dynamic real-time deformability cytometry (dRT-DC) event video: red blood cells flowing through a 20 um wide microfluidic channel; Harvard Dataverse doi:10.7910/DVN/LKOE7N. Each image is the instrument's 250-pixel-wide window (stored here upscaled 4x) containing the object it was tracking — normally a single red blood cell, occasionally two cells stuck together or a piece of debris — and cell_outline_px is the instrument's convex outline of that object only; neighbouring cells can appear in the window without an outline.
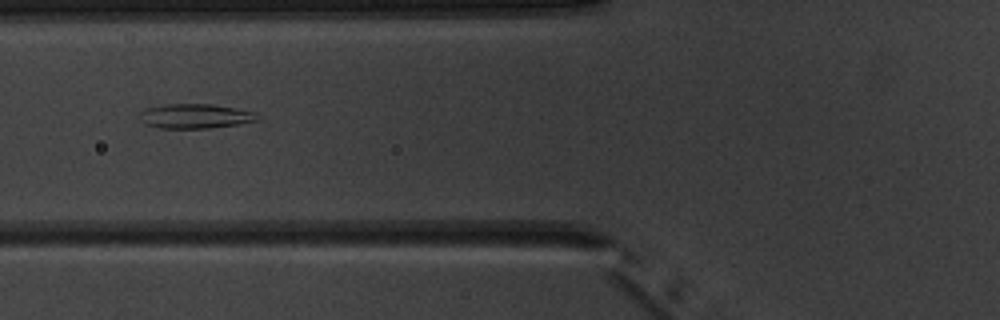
{"species": "common noctule bat (a hibernating species)", "species_latin": "Nyctalus noctula", "temperature_condition": "warm", "stored_images_in_passage": 8, "camera_frame_rate_fps": 3000, "um_per_image_px": 0.085, "animal": {"sex": "male", "body_mass_g": 20.1, "forearm_length_mm": 53.5}, "frame": {"image": 1, "passage_image": 7, "time_ms": 8.0, "image_size_px": [1000, 320], "cell_outline_px": [[260, 120], [240, 124], [208, 128], [160, 128], [144, 124], [140, 120], [140, 112], [148, 108], [164, 104], [212, 104], [236, 108], [256, 112]], "centroid_in_image_um": [16.62, 9.87], "position_along_channel_um": 109.2, "area_um2": 16.94}}
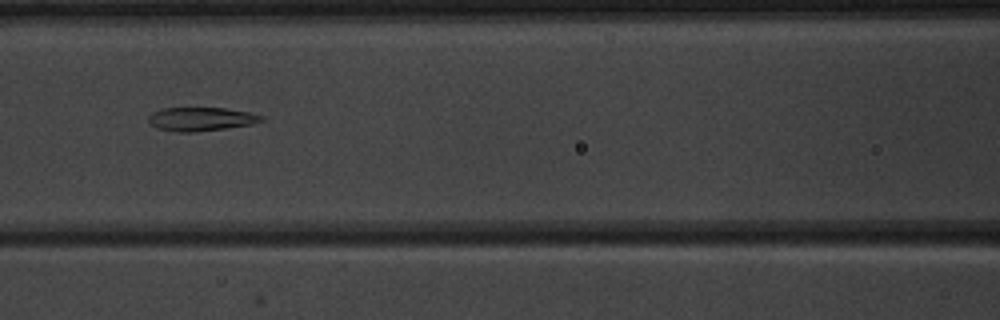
{"frame": {"image": 2, "passage_image": 8, "time_ms": 9.0, "image_size_px": [1000, 320], "cell_outline_px": [[264, 120], [252, 124], [224, 128], [192, 132], [176, 132], [156, 128], [148, 124], [148, 116], [152, 112], [164, 108], [224, 108], [248, 112], [264, 116]], "centroid_in_image_um": [17.04, 10.12], "position_along_channel_um": 149.6, "area_um2": 15.55}}